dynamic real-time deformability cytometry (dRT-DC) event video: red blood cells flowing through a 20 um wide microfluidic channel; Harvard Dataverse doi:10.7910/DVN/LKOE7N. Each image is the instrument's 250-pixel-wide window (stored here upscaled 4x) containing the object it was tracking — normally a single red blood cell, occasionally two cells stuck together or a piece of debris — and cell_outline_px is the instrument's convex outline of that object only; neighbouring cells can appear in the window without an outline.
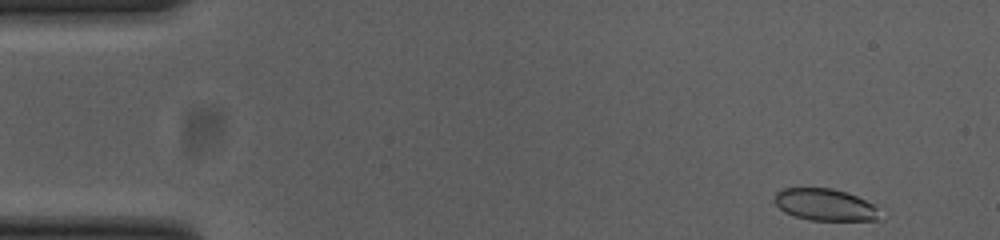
{"species": "common noctule bat (a hibernating species)", "species_latin": "Nyctalus noctula", "temperature_condition": "cold", "stored_images_in_passage": 52, "camera_frame_rate_fps": 3000, "um_per_image_px": 0.085, "animal": {"sex": "female", "body_mass_g": 23.0, "forearm_length_mm": 53.4}, "frame": {"image": 1, "passage_image": 1, "time_ms": 0.0, "image_size_px": [1000, 240], "cell_outline_px": [[876, 220], [808, 220], [784, 212], [776, 204], [776, 192], [784, 188], [832, 188], [848, 192], [872, 204], [876, 208]], "centroid_in_image_um": [70.07, 17.39], "position_along_channel_um": 14.9, "area_um2": 19.13}}
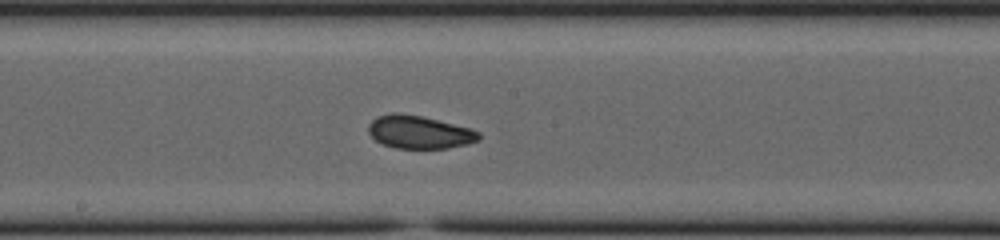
{"frame": {"image": 2, "passage_image": 26, "time_ms": 8.333, "image_size_px": [1000, 240], "cell_outline_px": [[480, 140], [468, 144], [448, 148], [396, 148], [384, 144], [376, 140], [368, 132], [368, 124], [376, 116], [392, 112], [400, 112], [424, 116], [468, 128], [480, 132]], "centroid_in_image_um": [35.62, 11.21], "position_along_channel_um": 212.6, "area_um2": 21.33}}
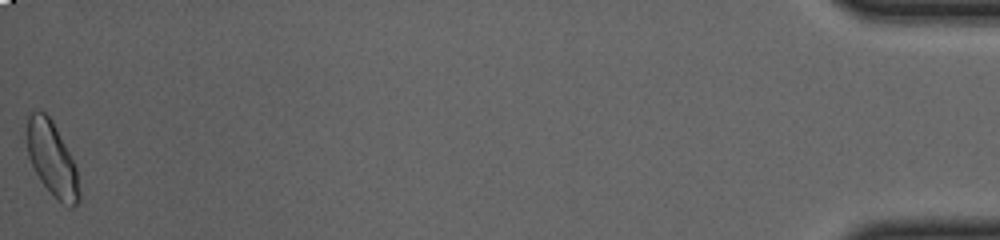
{"frame": {"image": 3, "passage_image": 52, "time_ms": 17.0, "image_size_px": [1000, 240], "cell_outline_px": [[80, 200], [72, 208], [68, 208], [60, 204], [40, 180], [28, 156], [28, 116], [32, 112], [44, 112], [52, 120], [76, 168], [80, 192]], "centroid_in_image_um": [4.45, 13.6], "position_along_channel_um": 430.8, "area_um2": 22.14}, "authors_computed_cell_mechanics": {"area_um2": 21.1837, "velocity_mm_per_s": 3.6852, "shape_relaxation_time_tau1_ms": null, "shape_relaxation_time_tau2_ms": 2.9832, "deformation_change_tau1": null, "deformation_change_tau2": 0.0767}}